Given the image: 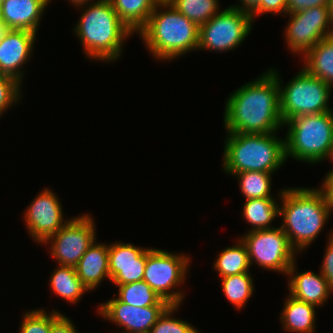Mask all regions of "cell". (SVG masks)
<instances>
[{"label": "cell", "mask_w": 333, "mask_h": 333, "mask_svg": "<svg viewBox=\"0 0 333 333\" xmlns=\"http://www.w3.org/2000/svg\"><path fill=\"white\" fill-rule=\"evenodd\" d=\"M227 133H277L283 126L280 90L276 76L267 70L227 98L224 110Z\"/></svg>", "instance_id": "obj_1"}, {"label": "cell", "mask_w": 333, "mask_h": 333, "mask_svg": "<svg viewBox=\"0 0 333 333\" xmlns=\"http://www.w3.org/2000/svg\"><path fill=\"white\" fill-rule=\"evenodd\" d=\"M280 226L297 254L318 238L332 210L320 188H284L278 195Z\"/></svg>", "instance_id": "obj_2"}, {"label": "cell", "mask_w": 333, "mask_h": 333, "mask_svg": "<svg viewBox=\"0 0 333 333\" xmlns=\"http://www.w3.org/2000/svg\"><path fill=\"white\" fill-rule=\"evenodd\" d=\"M79 6L86 9L73 29L85 55L106 63L116 61L123 51L124 40L132 36V31L121 21L109 0H94Z\"/></svg>", "instance_id": "obj_3"}, {"label": "cell", "mask_w": 333, "mask_h": 333, "mask_svg": "<svg viewBox=\"0 0 333 333\" xmlns=\"http://www.w3.org/2000/svg\"><path fill=\"white\" fill-rule=\"evenodd\" d=\"M138 34L158 60L172 61L198 49L199 27L170 3H158Z\"/></svg>", "instance_id": "obj_4"}, {"label": "cell", "mask_w": 333, "mask_h": 333, "mask_svg": "<svg viewBox=\"0 0 333 333\" xmlns=\"http://www.w3.org/2000/svg\"><path fill=\"white\" fill-rule=\"evenodd\" d=\"M225 139L222 164L228 175L246 171L275 173L286 161L284 139L276 133H228Z\"/></svg>", "instance_id": "obj_5"}, {"label": "cell", "mask_w": 333, "mask_h": 333, "mask_svg": "<svg viewBox=\"0 0 333 333\" xmlns=\"http://www.w3.org/2000/svg\"><path fill=\"white\" fill-rule=\"evenodd\" d=\"M285 158L317 164L333 157V111L301 115L283 123Z\"/></svg>", "instance_id": "obj_6"}, {"label": "cell", "mask_w": 333, "mask_h": 333, "mask_svg": "<svg viewBox=\"0 0 333 333\" xmlns=\"http://www.w3.org/2000/svg\"><path fill=\"white\" fill-rule=\"evenodd\" d=\"M269 70L276 76L280 90V112L283 122L301 115L332 111L329 99L332 87L302 68L285 86L275 68Z\"/></svg>", "instance_id": "obj_7"}, {"label": "cell", "mask_w": 333, "mask_h": 333, "mask_svg": "<svg viewBox=\"0 0 333 333\" xmlns=\"http://www.w3.org/2000/svg\"><path fill=\"white\" fill-rule=\"evenodd\" d=\"M189 255L173 253L156 248H147V262L145 265L143 281L155 293L170 305H181L184 292L179 289L183 285L190 266Z\"/></svg>", "instance_id": "obj_8"}, {"label": "cell", "mask_w": 333, "mask_h": 333, "mask_svg": "<svg viewBox=\"0 0 333 333\" xmlns=\"http://www.w3.org/2000/svg\"><path fill=\"white\" fill-rule=\"evenodd\" d=\"M252 22L250 13L228 6L199 26L198 50L236 49L252 31Z\"/></svg>", "instance_id": "obj_9"}, {"label": "cell", "mask_w": 333, "mask_h": 333, "mask_svg": "<svg viewBox=\"0 0 333 333\" xmlns=\"http://www.w3.org/2000/svg\"><path fill=\"white\" fill-rule=\"evenodd\" d=\"M241 237L248 251L250 265L255 262L259 268L286 275L296 261L297 251L280 226L251 232L247 230Z\"/></svg>", "instance_id": "obj_10"}, {"label": "cell", "mask_w": 333, "mask_h": 333, "mask_svg": "<svg viewBox=\"0 0 333 333\" xmlns=\"http://www.w3.org/2000/svg\"><path fill=\"white\" fill-rule=\"evenodd\" d=\"M286 16L290 19L284 36L291 53L303 56L319 41L333 36V17L328 6L303 9Z\"/></svg>", "instance_id": "obj_11"}, {"label": "cell", "mask_w": 333, "mask_h": 333, "mask_svg": "<svg viewBox=\"0 0 333 333\" xmlns=\"http://www.w3.org/2000/svg\"><path fill=\"white\" fill-rule=\"evenodd\" d=\"M95 223L91 215L82 214L69 221L44 244L51 245L50 256L58 265L75 267L96 240ZM50 243V244H49Z\"/></svg>", "instance_id": "obj_12"}, {"label": "cell", "mask_w": 333, "mask_h": 333, "mask_svg": "<svg viewBox=\"0 0 333 333\" xmlns=\"http://www.w3.org/2000/svg\"><path fill=\"white\" fill-rule=\"evenodd\" d=\"M60 202L55 192L46 188L39 192L25 210L23 217L26 229L37 243L44 244L69 221L64 218Z\"/></svg>", "instance_id": "obj_13"}, {"label": "cell", "mask_w": 333, "mask_h": 333, "mask_svg": "<svg viewBox=\"0 0 333 333\" xmlns=\"http://www.w3.org/2000/svg\"><path fill=\"white\" fill-rule=\"evenodd\" d=\"M169 306H131L117 298L101 303L98 314L116 326L123 327L119 333H150L152 326Z\"/></svg>", "instance_id": "obj_14"}, {"label": "cell", "mask_w": 333, "mask_h": 333, "mask_svg": "<svg viewBox=\"0 0 333 333\" xmlns=\"http://www.w3.org/2000/svg\"><path fill=\"white\" fill-rule=\"evenodd\" d=\"M36 33L7 29L0 41V74L24 80V64H27L33 51Z\"/></svg>", "instance_id": "obj_15"}, {"label": "cell", "mask_w": 333, "mask_h": 333, "mask_svg": "<svg viewBox=\"0 0 333 333\" xmlns=\"http://www.w3.org/2000/svg\"><path fill=\"white\" fill-rule=\"evenodd\" d=\"M50 0H1L0 21L7 29L26 30L36 34Z\"/></svg>", "instance_id": "obj_16"}, {"label": "cell", "mask_w": 333, "mask_h": 333, "mask_svg": "<svg viewBox=\"0 0 333 333\" xmlns=\"http://www.w3.org/2000/svg\"><path fill=\"white\" fill-rule=\"evenodd\" d=\"M286 275L290 277L288 279L290 295L308 304L322 306L333 293V288L320 271L318 274L314 271L297 272L296 262H294Z\"/></svg>", "instance_id": "obj_17"}, {"label": "cell", "mask_w": 333, "mask_h": 333, "mask_svg": "<svg viewBox=\"0 0 333 333\" xmlns=\"http://www.w3.org/2000/svg\"><path fill=\"white\" fill-rule=\"evenodd\" d=\"M108 247L109 245L95 240L75 266L78 278L89 291L96 289L104 279L111 281Z\"/></svg>", "instance_id": "obj_18"}, {"label": "cell", "mask_w": 333, "mask_h": 333, "mask_svg": "<svg viewBox=\"0 0 333 333\" xmlns=\"http://www.w3.org/2000/svg\"><path fill=\"white\" fill-rule=\"evenodd\" d=\"M285 301L280 315L284 330L291 333H314L316 306L291 295Z\"/></svg>", "instance_id": "obj_19"}, {"label": "cell", "mask_w": 333, "mask_h": 333, "mask_svg": "<svg viewBox=\"0 0 333 333\" xmlns=\"http://www.w3.org/2000/svg\"><path fill=\"white\" fill-rule=\"evenodd\" d=\"M303 68L333 86V36L319 41L303 55Z\"/></svg>", "instance_id": "obj_20"}, {"label": "cell", "mask_w": 333, "mask_h": 333, "mask_svg": "<svg viewBox=\"0 0 333 333\" xmlns=\"http://www.w3.org/2000/svg\"><path fill=\"white\" fill-rule=\"evenodd\" d=\"M121 21L136 34L146 25L157 6L155 0H109Z\"/></svg>", "instance_id": "obj_21"}, {"label": "cell", "mask_w": 333, "mask_h": 333, "mask_svg": "<svg viewBox=\"0 0 333 333\" xmlns=\"http://www.w3.org/2000/svg\"><path fill=\"white\" fill-rule=\"evenodd\" d=\"M50 289L63 300L75 304L88 288L78 278L73 266L58 265L50 276Z\"/></svg>", "instance_id": "obj_22"}, {"label": "cell", "mask_w": 333, "mask_h": 333, "mask_svg": "<svg viewBox=\"0 0 333 333\" xmlns=\"http://www.w3.org/2000/svg\"><path fill=\"white\" fill-rule=\"evenodd\" d=\"M243 218L251 224L250 232L274 228L272 222L279 216L280 205L275 198H256L245 200Z\"/></svg>", "instance_id": "obj_23"}, {"label": "cell", "mask_w": 333, "mask_h": 333, "mask_svg": "<svg viewBox=\"0 0 333 333\" xmlns=\"http://www.w3.org/2000/svg\"><path fill=\"white\" fill-rule=\"evenodd\" d=\"M238 243L224 248L213 263L219 277L250 272V262L246 245L239 238Z\"/></svg>", "instance_id": "obj_24"}, {"label": "cell", "mask_w": 333, "mask_h": 333, "mask_svg": "<svg viewBox=\"0 0 333 333\" xmlns=\"http://www.w3.org/2000/svg\"><path fill=\"white\" fill-rule=\"evenodd\" d=\"M117 299L131 306H170V304L161 299L155 291L145 282H133L129 284L118 285Z\"/></svg>", "instance_id": "obj_25"}, {"label": "cell", "mask_w": 333, "mask_h": 333, "mask_svg": "<svg viewBox=\"0 0 333 333\" xmlns=\"http://www.w3.org/2000/svg\"><path fill=\"white\" fill-rule=\"evenodd\" d=\"M251 272L226 276L221 281L225 298L237 309H241L252 297L254 284Z\"/></svg>", "instance_id": "obj_26"}, {"label": "cell", "mask_w": 333, "mask_h": 333, "mask_svg": "<svg viewBox=\"0 0 333 333\" xmlns=\"http://www.w3.org/2000/svg\"><path fill=\"white\" fill-rule=\"evenodd\" d=\"M109 273L111 280L117 275V265L146 264L147 248L132 243L114 242L108 247Z\"/></svg>", "instance_id": "obj_27"}, {"label": "cell", "mask_w": 333, "mask_h": 333, "mask_svg": "<svg viewBox=\"0 0 333 333\" xmlns=\"http://www.w3.org/2000/svg\"><path fill=\"white\" fill-rule=\"evenodd\" d=\"M272 174L270 172L246 171L233 176L238 178V185L247 199L273 198L271 193Z\"/></svg>", "instance_id": "obj_28"}, {"label": "cell", "mask_w": 333, "mask_h": 333, "mask_svg": "<svg viewBox=\"0 0 333 333\" xmlns=\"http://www.w3.org/2000/svg\"><path fill=\"white\" fill-rule=\"evenodd\" d=\"M169 3L198 27L220 12L218 0H171Z\"/></svg>", "instance_id": "obj_29"}, {"label": "cell", "mask_w": 333, "mask_h": 333, "mask_svg": "<svg viewBox=\"0 0 333 333\" xmlns=\"http://www.w3.org/2000/svg\"><path fill=\"white\" fill-rule=\"evenodd\" d=\"M62 315L56 309L50 313L44 309H33L23 313V321L18 333H49L51 325Z\"/></svg>", "instance_id": "obj_30"}, {"label": "cell", "mask_w": 333, "mask_h": 333, "mask_svg": "<svg viewBox=\"0 0 333 333\" xmlns=\"http://www.w3.org/2000/svg\"><path fill=\"white\" fill-rule=\"evenodd\" d=\"M179 307L180 305H170L152 326L150 333H200L187 321L173 318Z\"/></svg>", "instance_id": "obj_31"}, {"label": "cell", "mask_w": 333, "mask_h": 333, "mask_svg": "<svg viewBox=\"0 0 333 333\" xmlns=\"http://www.w3.org/2000/svg\"><path fill=\"white\" fill-rule=\"evenodd\" d=\"M21 87V83L15 78L0 74V117L8 108L16 105L21 100Z\"/></svg>", "instance_id": "obj_32"}, {"label": "cell", "mask_w": 333, "mask_h": 333, "mask_svg": "<svg viewBox=\"0 0 333 333\" xmlns=\"http://www.w3.org/2000/svg\"><path fill=\"white\" fill-rule=\"evenodd\" d=\"M146 264L117 265V275L111 280L116 286L143 281Z\"/></svg>", "instance_id": "obj_33"}, {"label": "cell", "mask_w": 333, "mask_h": 333, "mask_svg": "<svg viewBox=\"0 0 333 333\" xmlns=\"http://www.w3.org/2000/svg\"><path fill=\"white\" fill-rule=\"evenodd\" d=\"M329 233L330 235L327 238L328 242L323 257V262L319 270L329 285L333 288V231H330Z\"/></svg>", "instance_id": "obj_34"}, {"label": "cell", "mask_w": 333, "mask_h": 333, "mask_svg": "<svg viewBox=\"0 0 333 333\" xmlns=\"http://www.w3.org/2000/svg\"><path fill=\"white\" fill-rule=\"evenodd\" d=\"M239 2L241 4L231 6L250 13L253 22L256 16L266 13V0H239Z\"/></svg>", "instance_id": "obj_35"}, {"label": "cell", "mask_w": 333, "mask_h": 333, "mask_svg": "<svg viewBox=\"0 0 333 333\" xmlns=\"http://www.w3.org/2000/svg\"><path fill=\"white\" fill-rule=\"evenodd\" d=\"M329 0H288L287 14L318 6H328Z\"/></svg>", "instance_id": "obj_36"}, {"label": "cell", "mask_w": 333, "mask_h": 333, "mask_svg": "<svg viewBox=\"0 0 333 333\" xmlns=\"http://www.w3.org/2000/svg\"><path fill=\"white\" fill-rule=\"evenodd\" d=\"M72 320L62 314L52 325L49 333H78Z\"/></svg>", "instance_id": "obj_37"}, {"label": "cell", "mask_w": 333, "mask_h": 333, "mask_svg": "<svg viewBox=\"0 0 333 333\" xmlns=\"http://www.w3.org/2000/svg\"><path fill=\"white\" fill-rule=\"evenodd\" d=\"M320 189L323 191L326 201L328 202L331 210L333 211V170H330L322 181Z\"/></svg>", "instance_id": "obj_38"}, {"label": "cell", "mask_w": 333, "mask_h": 333, "mask_svg": "<svg viewBox=\"0 0 333 333\" xmlns=\"http://www.w3.org/2000/svg\"><path fill=\"white\" fill-rule=\"evenodd\" d=\"M288 0H266V13L270 14H287Z\"/></svg>", "instance_id": "obj_39"}, {"label": "cell", "mask_w": 333, "mask_h": 333, "mask_svg": "<svg viewBox=\"0 0 333 333\" xmlns=\"http://www.w3.org/2000/svg\"><path fill=\"white\" fill-rule=\"evenodd\" d=\"M72 5L73 7H79V5L81 4H86V3H90V2H93V0H68ZM96 1H100V0H96ZM51 2V0H50Z\"/></svg>", "instance_id": "obj_40"}, {"label": "cell", "mask_w": 333, "mask_h": 333, "mask_svg": "<svg viewBox=\"0 0 333 333\" xmlns=\"http://www.w3.org/2000/svg\"><path fill=\"white\" fill-rule=\"evenodd\" d=\"M7 30V28L4 26V24L0 21V41L5 33V31Z\"/></svg>", "instance_id": "obj_41"}, {"label": "cell", "mask_w": 333, "mask_h": 333, "mask_svg": "<svg viewBox=\"0 0 333 333\" xmlns=\"http://www.w3.org/2000/svg\"><path fill=\"white\" fill-rule=\"evenodd\" d=\"M328 7H329L330 13L333 17V0H329Z\"/></svg>", "instance_id": "obj_42"}, {"label": "cell", "mask_w": 333, "mask_h": 333, "mask_svg": "<svg viewBox=\"0 0 333 333\" xmlns=\"http://www.w3.org/2000/svg\"><path fill=\"white\" fill-rule=\"evenodd\" d=\"M157 3H169L171 0H155Z\"/></svg>", "instance_id": "obj_43"}]
</instances>
